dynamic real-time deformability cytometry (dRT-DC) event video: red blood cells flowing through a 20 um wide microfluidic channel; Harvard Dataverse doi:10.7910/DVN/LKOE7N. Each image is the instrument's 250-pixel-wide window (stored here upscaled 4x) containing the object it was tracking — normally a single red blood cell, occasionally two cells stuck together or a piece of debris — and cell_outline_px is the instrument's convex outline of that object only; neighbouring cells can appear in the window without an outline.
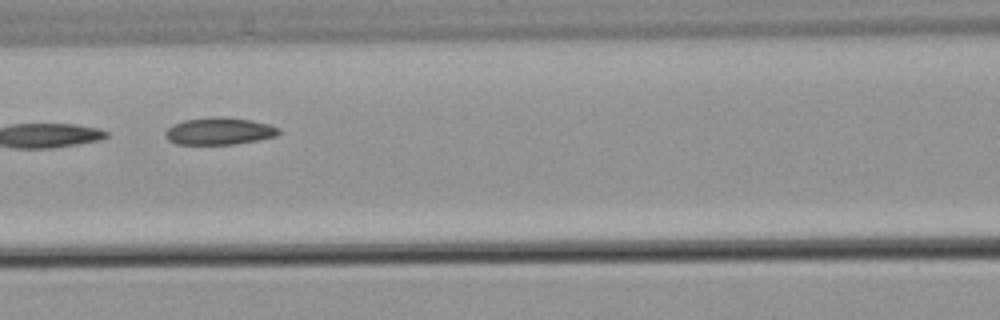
{"species": "common noctule bat (a hibernating species)", "species_latin": "Nyctalus noctula", "temperature_condition": "warm", "stored_images_in_passage": 6, "camera_frame_rate_fps": 3000, "um_per_image_px": 0.085, "animal": {"sex": "male", "body_mass_g": 21.5, "forearm_length_mm": 52.0}, "frame": {"image": 1, "passage_image": 6, "time_ms": 6.0, "image_size_px": [1000, 320], "cell_outline_px": [[280, 132], [276, 136], [260, 140], [236, 144], [176, 144], [168, 140], [164, 132], [172, 124], [184, 120], [216, 116], [224, 116], [252, 120], [268, 124], [280, 128]], "centroid_in_image_um": [18.65, 11.14], "position_along_channel_um": 148.0, "area_um2": 18.15}}